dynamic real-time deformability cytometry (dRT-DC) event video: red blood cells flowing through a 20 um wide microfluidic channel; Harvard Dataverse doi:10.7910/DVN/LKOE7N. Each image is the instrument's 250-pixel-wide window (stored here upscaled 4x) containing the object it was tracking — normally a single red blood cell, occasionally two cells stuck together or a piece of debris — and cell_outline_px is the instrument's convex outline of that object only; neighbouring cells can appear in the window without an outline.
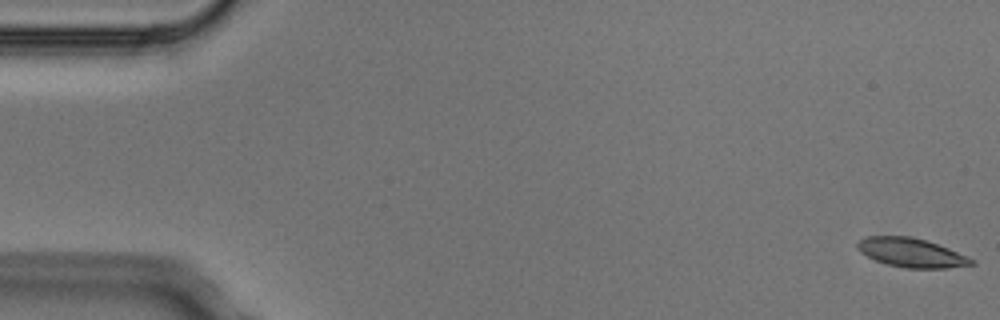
{"species": "Egyptian fruit bat (a non-hibernating species)", "species_latin": "Rousettus aegyptiacus", "temperature_condition": "cold", "stored_images_in_passage": 6, "segment_of_instrument_passage": [1, 2], "camera_frame_rate_fps": 3000, "um_per_image_px": 0.085, "animal": {"sex": "male"}, "frame": {"image": 1, "passage_image": 1, "time_ms": 0.0, "image_size_px": [1000, 320], "cell_outline_px": [[976, 264], [948, 268], [904, 268], [888, 264], [876, 260], [860, 252], [856, 248], [856, 244], [864, 236], [908, 236], [928, 240], [968, 256], [976, 260]], "centroid_in_image_um": [77.49, 21.47], "position_along_channel_um": 7.5, "area_um2": 19.42}}
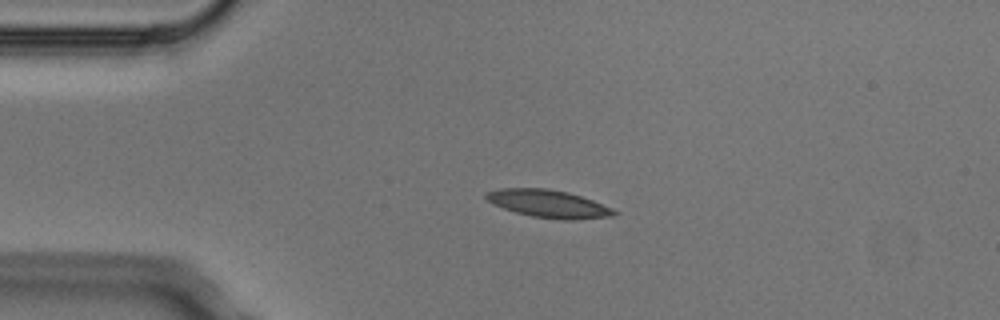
{"frame": {"image": 2, "passage_image": 4, "time_ms": 1.0, "image_size_px": [1000, 320], "cell_outline_px": [[620, 212], [616, 216], [572, 220], [560, 220], [532, 216], [516, 212], [492, 204], [484, 196], [484, 192], [500, 188], [548, 188], [568, 192], [592, 200], [612, 208]], "centroid_in_image_um": [46.63, 17.32], "position_along_channel_um": 38.4, "area_um2": 20.81}}